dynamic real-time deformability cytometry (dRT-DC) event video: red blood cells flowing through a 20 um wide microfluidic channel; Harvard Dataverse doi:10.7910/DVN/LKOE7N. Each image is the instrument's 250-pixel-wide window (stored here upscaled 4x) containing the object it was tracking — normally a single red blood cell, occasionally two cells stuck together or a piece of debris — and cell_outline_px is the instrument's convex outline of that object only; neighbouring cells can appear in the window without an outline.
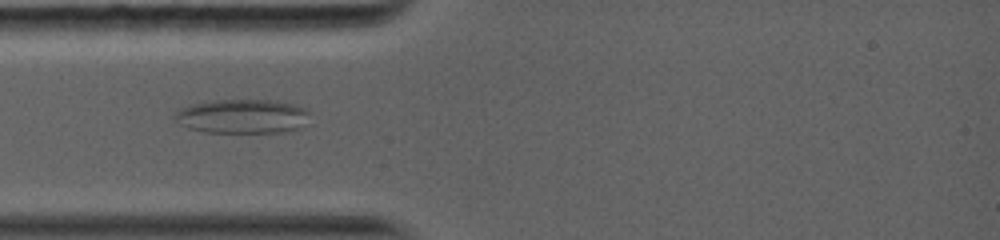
{"species": "common noctule bat (a hibernating species)", "species_latin": "Nyctalus noctula", "temperature_condition": "warm", "stored_images_in_passage": 38, "camera_frame_rate_fps": 5000, "um_per_image_px": 0.085, "animal": {"sex": "female", "body_mass_g": 19.0, "forearm_length_mm": 56.7}, "frame": {"image": 1, "passage_image": 5, "time_ms": 2.2, "image_size_px": [1000, 240], "cell_outline_px": [[308, 112], [300, 128], [280, 132], [204, 132], [188, 128], [172, 120], [176, 112], [180, 108], [192, 104], [212, 100], [276, 100], [296, 104], [304, 108]], "centroid_in_image_um": [20.53, 9.88], "position_along_channel_um": 64.5, "area_um2": 26.82}}
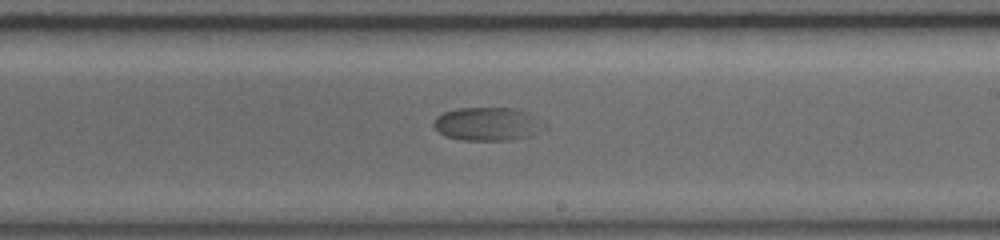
{"frame": {"image": 2, "passage_image": 14, "time_ms": 6.8, "image_size_px": [1000, 240], "cell_outline_px": [[548, 128], [528, 136], [512, 140], [460, 140], [444, 136], [432, 124], [436, 116], [444, 112], [456, 108], [512, 108], [528, 112], [548, 120]], "centroid_in_image_um": [41.53, 10.53], "position_along_channel_um": 247.5, "area_um2": 22.08}}
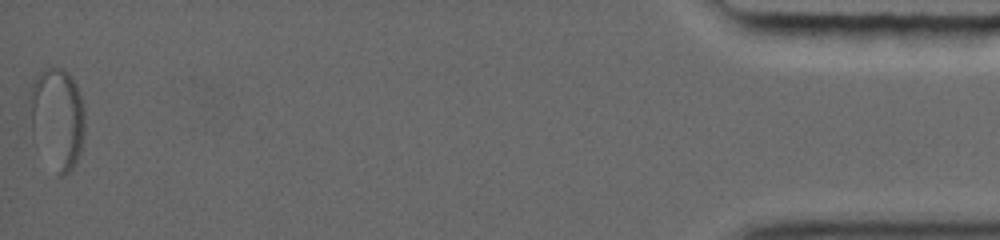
{"frame": {"image": 3, "passage_image": 37, "time_ms": 14.8, "image_size_px": [1000, 240], "cell_outline_px": [[84, 136], [80, 152], [76, 164], [68, 172], [60, 176], [32, 140], [28, 100], [28, 92], [32, 80], [44, 68], [64, 68], [72, 76], [76, 84], [84, 104]], "centroid_in_image_um": [4.83, 10.01], "position_along_channel_um": 430.4, "area_um2": 33.29}}